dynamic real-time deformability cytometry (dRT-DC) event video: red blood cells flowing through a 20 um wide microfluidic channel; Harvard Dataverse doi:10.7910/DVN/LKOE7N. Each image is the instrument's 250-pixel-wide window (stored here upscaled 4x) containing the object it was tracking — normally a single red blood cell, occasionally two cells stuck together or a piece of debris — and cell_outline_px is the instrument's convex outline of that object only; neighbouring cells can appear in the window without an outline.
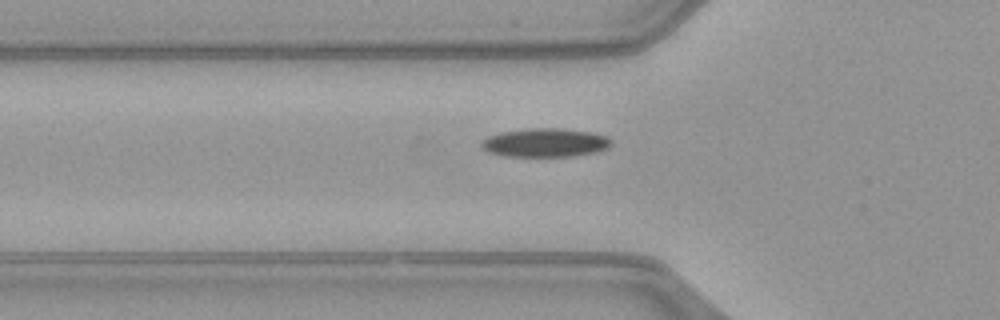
{"species": "common noctule bat (a hibernating species)", "species_latin": "Nyctalus noctula", "temperature_condition": "warm", "stored_images_in_passage": 32, "camera_frame_rate_fps": 3000, "um_per_image_px": 0.085, "animal": {"sex": "female", "body_mass_g": 21.9}, "frame": {"image": 1, "passage_image": 3, "time_ms": 0.667, "image_size_px": [1000, 320], "cell_outline_px": [[612, 144], [608, 148], [596, 152], [572, 156], [504, 156], [488, 152], [480, 144], [480, 140], [488, 136], [500, 132], [532, 128], [564, 128], [592, 132], [608, 136], [612, 140]], "centroid_in_image_um": [46.36, 12.12], "position_along_channel_um": 79.4, "area_um2": 21.91}}
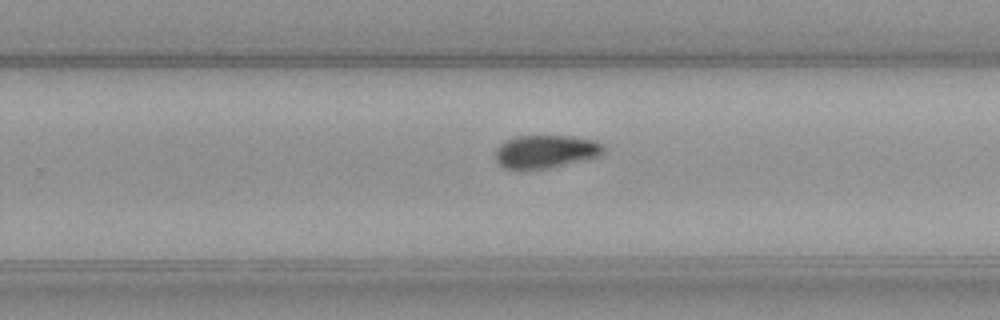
{"frame": {"image": 2, "passage_image": 18, "time_ms": 5.667, "image_size_px": [1000, 320], "cell_outline_px": [[604, 152], [600, 156], [548, 168], [504, 168], [496, 160], [496, 148], [504, 140], [516, 136], [572, 136], [596, 140], [604, 144]], "centroid_in_image_um": [46.41, 12.85], "position_along_channel_um": 283.4, "area_um2": 20.75}}
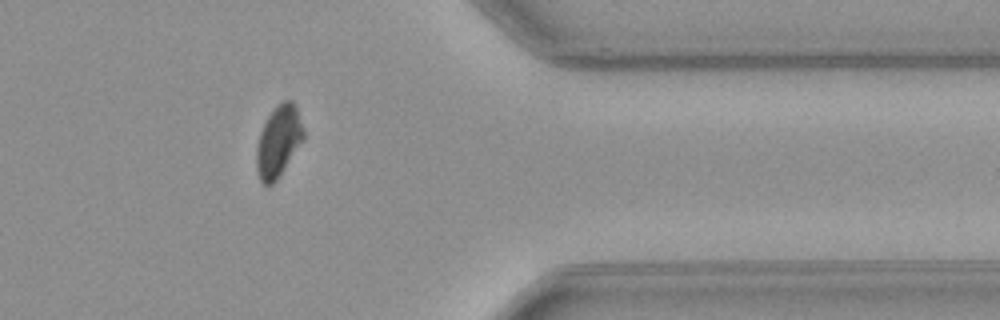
{"frame": {"image": 3, "passage_image": 27, "time_ms": 8.667, "image_size_px": [1000, 320], "cell_outline_px": [[304, 140], [276, 180], [268, 188], [260, 180], [256, 172], [256, 144], [260, 132], [268, 116], [276, 104], [284, 100], [292, 100], [296, 104], [304, 132]], "centroid_in_image_um": [23.66, 12.01], "position_along_channel_um": 387.7, "area_um2": 19.77}}